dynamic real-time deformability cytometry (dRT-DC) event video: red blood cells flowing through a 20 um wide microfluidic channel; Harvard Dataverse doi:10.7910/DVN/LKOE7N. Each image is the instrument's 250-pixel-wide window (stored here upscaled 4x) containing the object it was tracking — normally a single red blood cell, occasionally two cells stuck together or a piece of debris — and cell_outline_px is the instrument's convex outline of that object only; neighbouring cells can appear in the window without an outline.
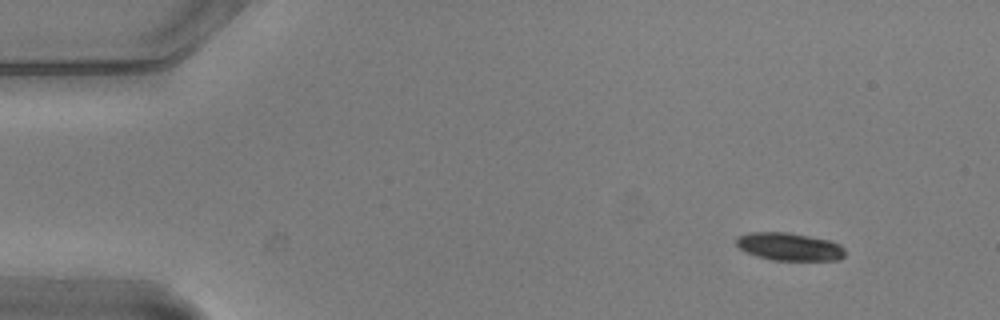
{"species": "common noctule bat (a hibernating species)", "species_latin": "Nyctalus noctula", "temperature_condition": "warm", "stored_images_in_passage": 4, "camera_frame_rate_fps": 3000, "um_per_image_px": 0.085, "animal": {"sex": "male", "body_mass_g": 20.5, "forearm_length_mm": 52.5}, "frame": {"image": 1, "passage_image": 1, "time_ms": 0.0, "image_size_px": [1000, 320], "cell_outline_px": [[844, 256], [840, 260], [772, 260], [756, 256], [740, 248], [736, 244], [736, 236], [748, 232], [788, 232], [832, 240], [840, 244], [844, 248]], "centroid_in_image_um": [67.11, 20.95], "position_along_channel_um": 17.9, "area_um2": 17.8}}
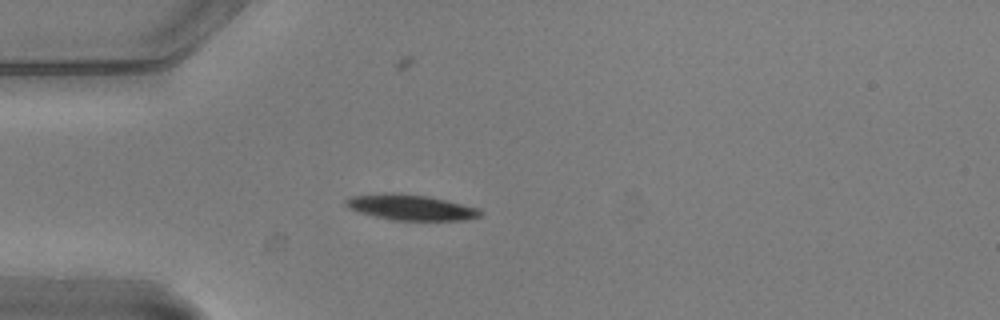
{"frame": {"image": 2, "passage_image": 4, "time_ms": 1.0, "image_size_px": [1000, 320], "cell_outline_px": [[484, 212], [480, 216], [464, 220], [392, 220], [360, 212], [348, 208], [344, 204], [344, 200], [352, 196], [380, 192], [400, 192], [428, 196], [480, 208]], "centroid_in_image_um": [34.9, 17.6], "position_along_channel_um": 50.1, "area_um2": 20.29}}